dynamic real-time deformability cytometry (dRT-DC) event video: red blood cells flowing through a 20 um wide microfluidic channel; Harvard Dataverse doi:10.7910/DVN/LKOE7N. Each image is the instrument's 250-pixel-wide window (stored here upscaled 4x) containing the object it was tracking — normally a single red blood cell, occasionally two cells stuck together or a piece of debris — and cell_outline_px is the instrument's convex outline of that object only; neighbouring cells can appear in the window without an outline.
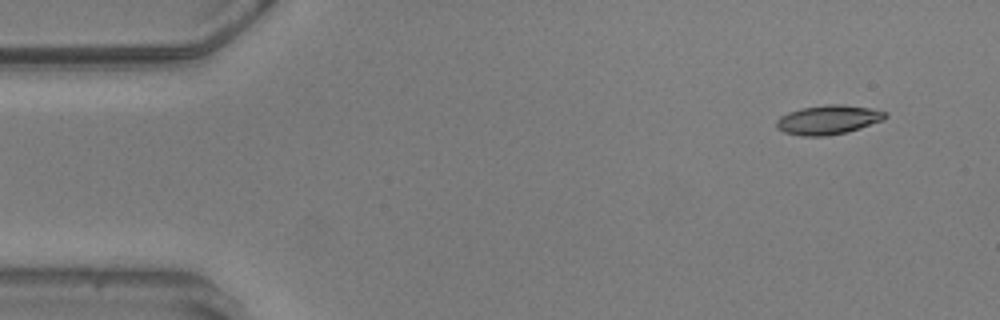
{"species": "common noctule bat (a hibernating species)", "species_latin": "Nyctalus noctula", "temperature_condition": "warm", "stored_images_in_passage": 7, "camera_frame_rate_fps": 3000, "um_per_image_px": 0.085, "animal": {"sex": "male", "body_mass_g": 20.5, "forearm_length_mm": 52.5}, "frame": {"image": 1, "passage_image": 1, "time_ms": 0.0, "image_size_px": [1000, 320], "cell_outline_px": [[888, 116], [884, 120], [848, 132], [824, 136], [800, 136], [784, 132], [776, 128], [776, 120], [780, 116], [788, 112], [800, 108], [828, 104], [840, 104], [872, 108], [888, 112]], "centroid_in_image_um": [70.41, 10.18], "position_along_channel_um": 14.6, "area_um2": 18.79}}